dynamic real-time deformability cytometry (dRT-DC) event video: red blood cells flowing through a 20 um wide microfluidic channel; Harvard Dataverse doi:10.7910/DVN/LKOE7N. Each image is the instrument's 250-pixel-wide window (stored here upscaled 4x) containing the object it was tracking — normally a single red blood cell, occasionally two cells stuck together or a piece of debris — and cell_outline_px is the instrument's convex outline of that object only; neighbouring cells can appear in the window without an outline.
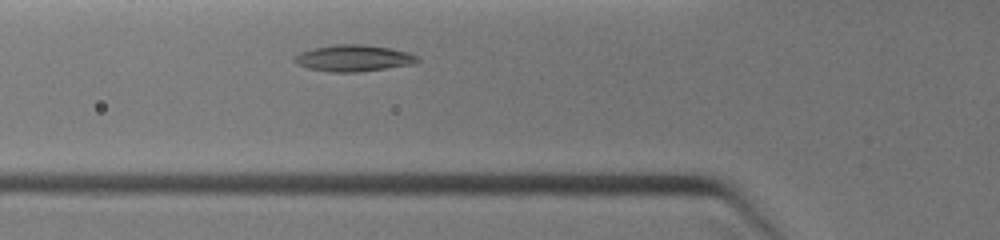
{"species": "common noctule bat (a hibernating species)", "species_latin": "Nyctalus noctula", "temperature_condition": "warm", "stored_images_in_passage": 11, "camera_frame_rate_fps": 3000, "um_per_image_px": 0.085, "animal": {"sex": "female", "body_mass_g": 19.0, "forearm_length_mm": 51.5}, "frame": {"image": 1, "passage_image": 2, "time_ms": 0.333, "image_size_px": [1000, 240], "cell_outline_px": [[420, 60], [412, 64], [388, 68], [360, 72], [328, 72], [308, 68], [292, 60], [292, 56], [300, 52], [312, 48], [336, 44], [368, 44], [408, 52], [416, 56]], "centroid_in_image_um": [30.02, 4.94], "position_along_channel_um": 95.8, "area_um2": 19.07}}
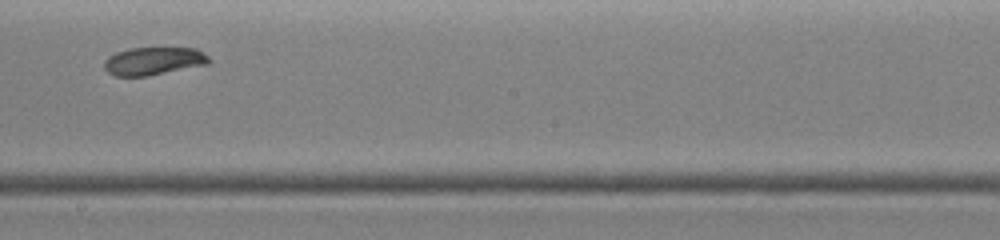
{"frame": {"image": 2, "passage_image": 7, "time_ms": 3.0, "image_size_px": [1000, 240], "cell_outline_px": [[212, 60], [208, 64], [148, 76], [112, 76], [104, 68], [104, 60], [108, 56], [116, 52], [128, 48], [196, 48], [204, 52]], "centroid_in_image_um": [13.05, 5.19], "position_along_channel_um": 235.2, "area_um2": 17.22}}
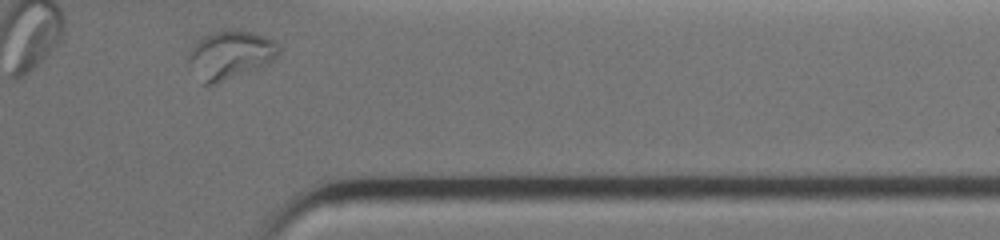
{"frame": {"image": 3, "passage_image": 11, "time_ms": 6.0, "image_size_px": [1000, 240], "cell_outline_px": [[280, 52], [276, 60], [268, 64], [216, 84], [200, 84], [188, 64], [188, 52], [200, 36], [212, 32], [228, 28], [252, 32], [276, 40], [280, 44]], "centroid_in_image_um": [19.56, 4.65], "position_along_channel_um": 391.8, "area_um2": 26.24}}